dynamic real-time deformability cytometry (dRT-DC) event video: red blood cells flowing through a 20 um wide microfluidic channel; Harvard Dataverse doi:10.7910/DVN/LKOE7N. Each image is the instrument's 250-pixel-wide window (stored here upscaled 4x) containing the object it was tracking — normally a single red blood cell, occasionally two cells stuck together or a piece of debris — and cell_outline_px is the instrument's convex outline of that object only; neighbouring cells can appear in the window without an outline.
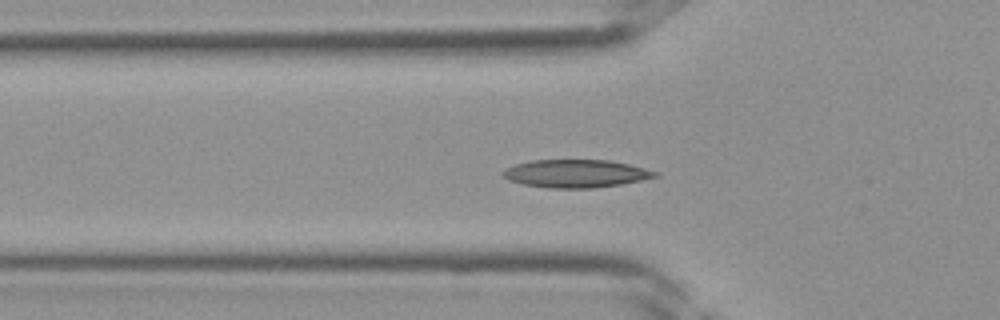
{"species": "Egyptian fruit bat (a non-hibernating species)", "species_latin": "Rousettus aegyptiacus", "temperature_condition": "room temperature", "stored_images_in_passage": 25, "camera_frame_rate_fps": 3000, "um_per_image_px": 0.085, "frame": {"image": 1, "passage_image": 7, "time_ms": 2.0, "image_size_px": [1000, 320], "cell_outline_px": [[660, 176], [620, 184], [592, 188], [548, 188], [524, 184], [508, 180], [500, 172], [516, 164], [532, 160], [608, 160], [628, 164], [660, 172]], "centroid_in_image_um": [48.96, 14.75], "position_along_channel_um": 76.8, "area_um2": 24.62}}
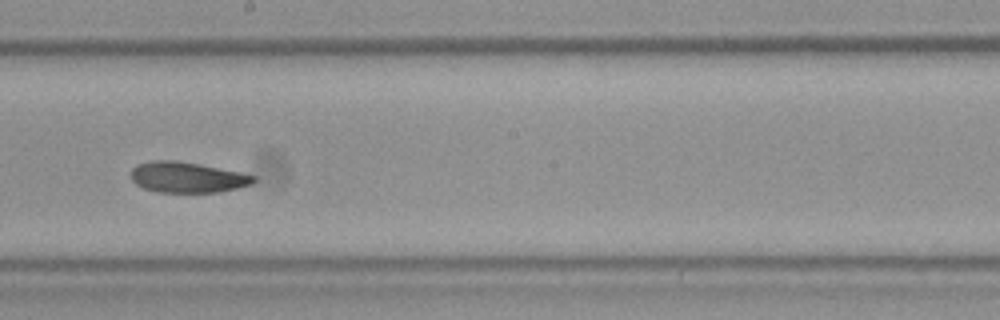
{"frame": {"image": 2, "passage_image": 16, "time_ms": 5.0, "image_size_px": [1000, 320], "cell_outline_px": [[256, 180], [248, 184], [236, 188], [220, 192], [156, 192], [144, 188], [136, 184], [132, 180], [132, 168], [136, 164], [152, 160], [176, 160], [200, 164], [240, 172], [256, 176]], "centroid_in_image_um": [15.88, 15.06], "position_along_channel_um": 232.3, "area_um2": 21.85}}
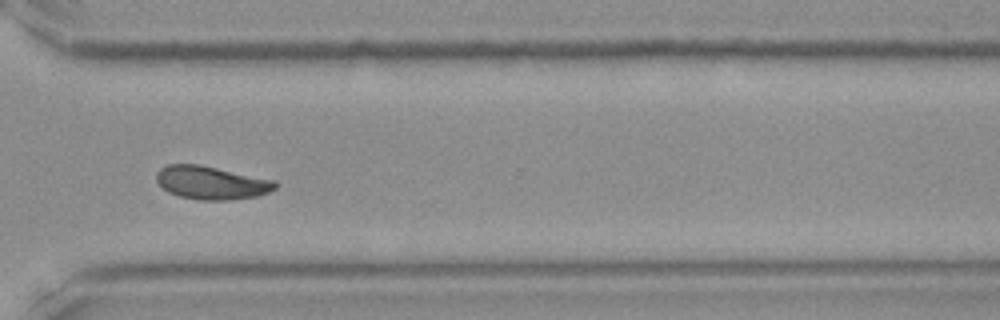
{"frame": {"image": 3, "passage_image": 23, "time_ms": 7.333, "image_size_px": [1000, 320], "cell_outline_px": [[280, 184], [276, 188], [268, 192], [256, 196], [232, 200], [200, 200], [180, 196], [168, 192], [156, 180], [156, 172], [160, 168], [168, 164], [200, 164], [276, 180]], "centroid_in_image_um": [17.99, 15.52], "position_along_channel_um": 352.6, "area_um2": 23.18}}